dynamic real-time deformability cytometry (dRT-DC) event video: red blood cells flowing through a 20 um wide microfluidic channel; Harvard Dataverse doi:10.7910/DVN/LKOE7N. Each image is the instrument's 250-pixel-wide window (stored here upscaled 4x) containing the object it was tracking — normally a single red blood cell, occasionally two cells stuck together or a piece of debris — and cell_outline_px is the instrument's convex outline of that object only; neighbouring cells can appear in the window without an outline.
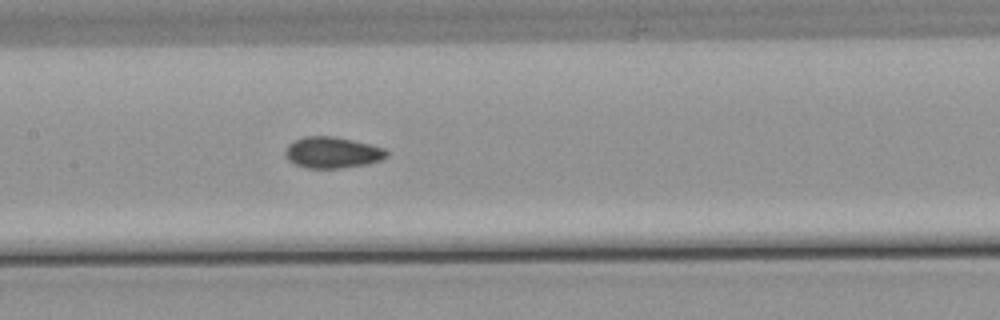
{"species": "common noctule bat (a hibernating species)", "species_latin": "Nyctalus noctula", "temperature_condition": "warm", "stored_images_in_passage": 39, "camera_frame_rate_fps": 3000, "um_per_image_px": 0.085, "animal": {"sex": "male", "body_mass_g": 21.5, "forearm_length_mm": 52.0}, "frame": {"image": 1, "passage_image": 11, "time_ms": 3.333, "image_size_px": [1000, 320], "cell_outline_px": [[388, 156], [380, 160], [368, 164], [340, 168], [304, 168], [288, 160], [284, 152], [288, 144], [304, 136], [332, 136], [352, 140], [384, 148], [388, 152]], "centroid_in_image_um": [28.24, 12.97], "position_along_channel_um": 179.2, "area_um2": 18.38}}
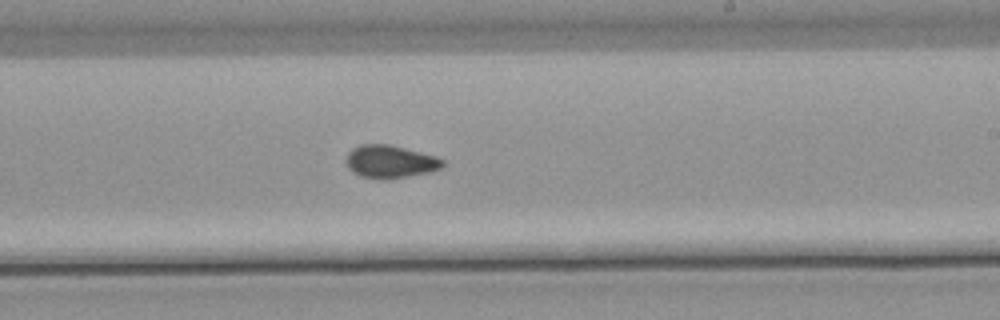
{"frame": {"image": 2, "passage_image": 17, "time_ms": 5.333, "image_size_px": [1000, 320], "cell_outline_px": [[444, 164], [440, 168], [428, 172], [388, 180], [380, 180], [360, 176], [352, 172], [348, 168], [344, 160], [348, 152], [352, 148], [360, 144], [388, 144], [436, 156], [444, 160]], "centroid_in_image_um": [33.1, 13.75], "position_along_channel_um": 255.9, "area_um2": 18.67}}
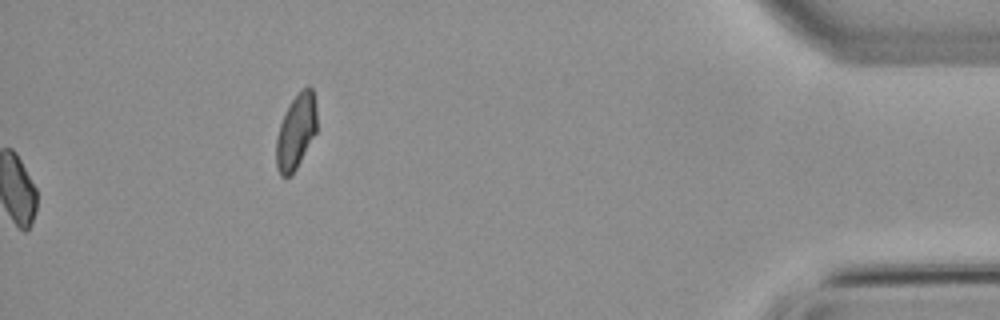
{"frame": {"image": 3, "passage_image": 39, "time_ms": 12.667, "image_size_px": [1000, 320], "cell_outline_px": [[316, 132], [292, 176], [280, 176], [276, 168], [276, 136], [280, 124], [292, 100], [308, 84], [312, 88], [316, 104]], "centroid_in_image_um": [25.15, 11.22], "position_along_channel_um": 410.0, "area_um2": 17.57}, "authors_computed_cell_mechanics": {"area_um2": 18.0914, "velocity_mm_per_s": 3.8538, "shape_relaxation_time_tau1_ms": null, "shape_relaxation_time_tau2_ms": 2.6875, "deformation_change_tau1": null, "deformation_change_tau2": 0.0619}}